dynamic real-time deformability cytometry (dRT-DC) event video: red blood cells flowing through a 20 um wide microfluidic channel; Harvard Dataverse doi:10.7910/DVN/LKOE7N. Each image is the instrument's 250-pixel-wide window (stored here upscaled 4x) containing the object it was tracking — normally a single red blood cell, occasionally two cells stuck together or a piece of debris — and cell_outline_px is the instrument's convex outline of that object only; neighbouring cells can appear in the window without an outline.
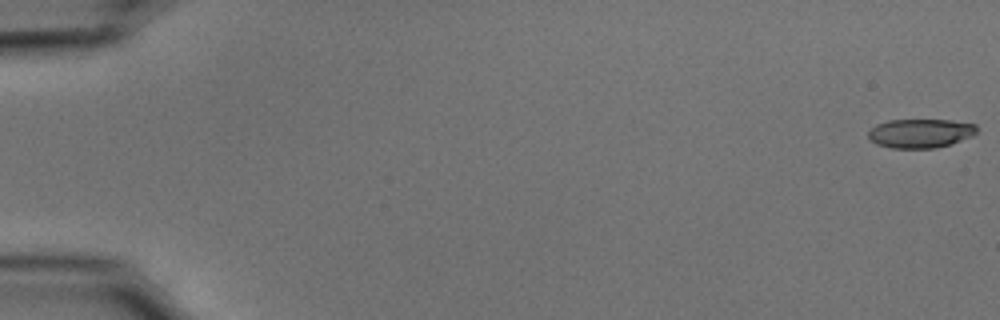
{"species": "common noctule bat (a hibernating species)", "species_latin": "Nyctalus noctula", "temperature_condition": "cold", "stored_images_in_passage": 22, "camera_frame_rate_fps": 3000, "um_per_image_px": 0.085, "animal": {"sex": "male", "body_mass_g": 15.6}, "frame": {"image": 1, "passage_image": 1, "time_ms": 0.0, "image_size_px": [1000, 320], "cell_outline_px": [[976, 132], [972, 136], [952, 144], [936, 148], [892, 148], [876, 144], [868, 136], [868, 132], [876, 124], [888, 120], [952, 120], [976, 124]], "centroid_in_image_um": [78.24, 11.33], "position_along_channel_um": 6.8, "area_um2": 18.38}}
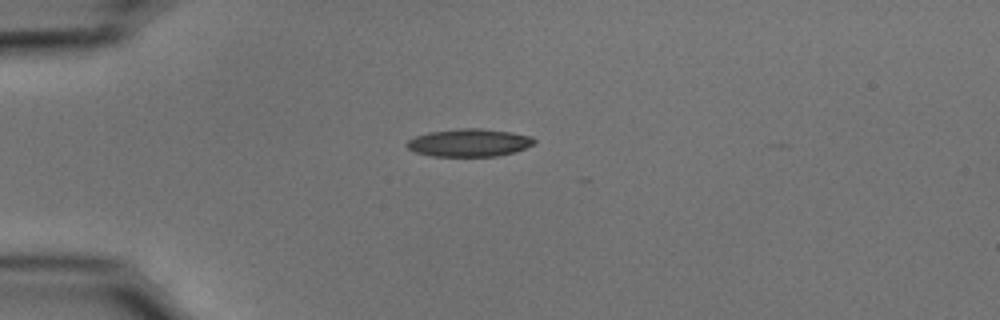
{"frame": {"image": 2, "passage_image": 15, "time_ms": 4.667, "image_size_px": [1000, 320], "cell_outline_px": [[536, 144], [516, 152], [496, 156], [432, 156], [416, 152], [408, 148], [404, 144], [408, 140], [416, 136], [428, 132], [460, 128], [480, 128], [512, 132], [532, 136], [536, 140]], "centroid_in_image_um": [39.92, 12.12], "position_along_channel_um": 45.1, "area_um2": 20.81}}
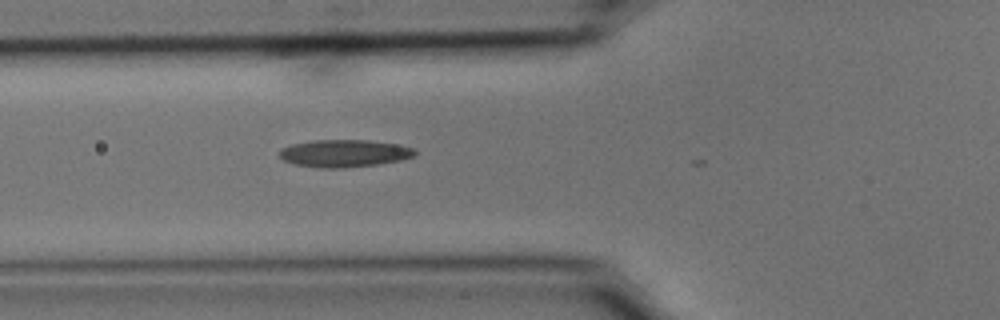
{"frame": {"image": 3, "passage_image": 21, "time_ms": 6.667, "image_size_px": [1000, 320], "cell_outline_px": [[416, 156], [400, 160], [376, 164], [344, 168], [320, 168], [292, 164], [284, 160], [280, 156], [280, 148], [292, 144], [312, 140], [368, 140], [396, 144], [412, 148], [416, 152]], "centroid_in_image_um": [29.23, 13.03], "position_along_channel_um": 96.6, "area_um2": 21.62}}